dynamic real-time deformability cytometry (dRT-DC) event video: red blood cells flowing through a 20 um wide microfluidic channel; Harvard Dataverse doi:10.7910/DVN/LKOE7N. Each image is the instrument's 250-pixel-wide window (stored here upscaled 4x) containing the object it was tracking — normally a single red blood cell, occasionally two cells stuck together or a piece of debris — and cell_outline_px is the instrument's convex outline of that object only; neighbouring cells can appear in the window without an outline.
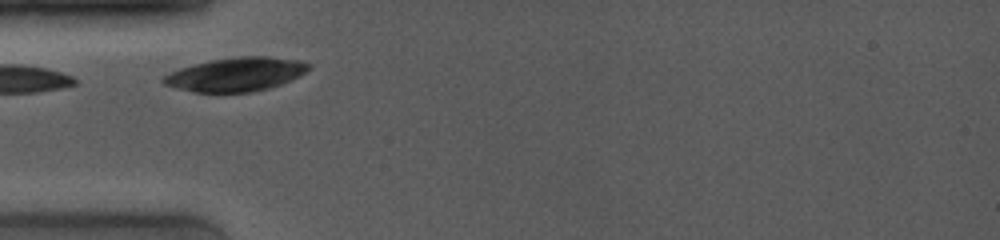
{"species": "common noctule bat (a hibernating species)", "species_latin": "Nyctalus noctula", "temperature_condition": "room temperature", "stored_images_in_passage": 21, "camera_frame_rate_fps": 4000, "um_per_image_px": 0.085, "animal": {"sex": "female", "body_mass_g": 19.0, "forearm_length_mm": 53.3}, "frame": {"image": 1, "passage_image": 1, "time_ms": 0.0, "image_size_px": [1000, 240], "cell_outline_px": [[308, 68], [300, 76], [280, 84], [268, 88], [252, 92], [196, 92], [176, 88], [164, 84], [160, 80], [164, 76], [180, 68], [212, 60], [240, 56], [268, 56], [300, 60], [308, 64]], "centroid_in_image_um": [20.05, 6.32], "position_along_channel_um": 64.9, "area_um2": 28.21}}